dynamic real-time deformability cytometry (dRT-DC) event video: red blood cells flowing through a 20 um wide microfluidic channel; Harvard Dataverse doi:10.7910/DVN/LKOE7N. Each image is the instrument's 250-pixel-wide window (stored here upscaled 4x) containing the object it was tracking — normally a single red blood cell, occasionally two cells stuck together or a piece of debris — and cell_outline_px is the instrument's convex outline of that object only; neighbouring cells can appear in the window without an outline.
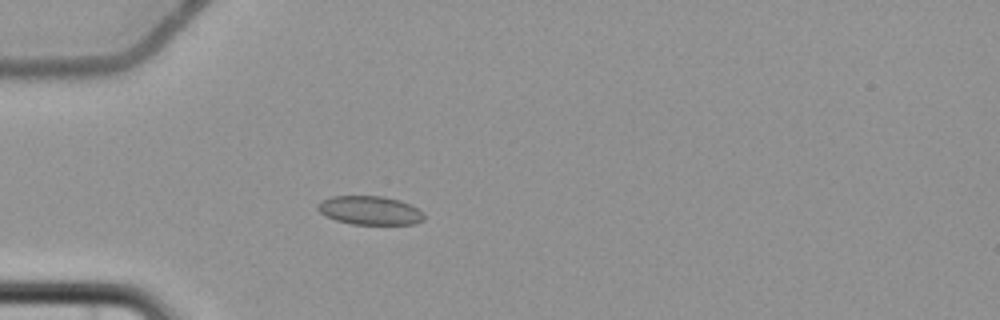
{"species": "common noctule bat (a hibernating species)", "species_latin": "Nyctalus noctula", "temperature_condition": "cold", "stored_images_in_passage": 5, "camera_frame_rate_fps": 3000, "um_per_image_px": 0.085, "animal": {"sex": "female", "body_mass_g": 22.7, "forearm_length_mm": 54.2}, "frame": {"image": 1, "passage_image": 5, "time_ms": 5.667, "image_size_px": [1000, 320], "cell_outline_px": [[424, 220], [416, 224], [352, 224], [336, 220], [324, 216], [316, 208], [316, 204], [320, 200], [332, 196], [380, 196], [400, 200], [424, 212]], "centroid_in_image_um": [31.4, 17.88], "position_along_channel_um": 53.6, "area_um2": 17.92}}